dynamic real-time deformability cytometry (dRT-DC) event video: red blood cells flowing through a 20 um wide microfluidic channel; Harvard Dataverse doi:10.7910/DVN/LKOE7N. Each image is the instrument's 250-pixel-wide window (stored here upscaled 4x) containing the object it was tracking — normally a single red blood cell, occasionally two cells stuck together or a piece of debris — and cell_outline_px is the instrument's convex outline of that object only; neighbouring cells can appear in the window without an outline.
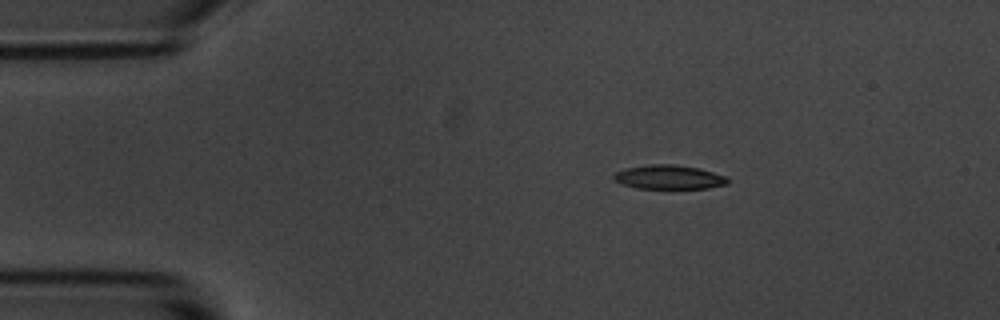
{"species": "common noctule bat (a hibernating species)", "species_latin": "Nyctalus noctula", "temperature_condition": "room temperature", "stored_images_in_passage": 3, "camera_frame_rate_fps": 3000, "um_per_image_px": 0.085, "animal": {"sex": "male", "body_mass_g": 20.1, "forearm_length_mm": 53.5}, "frame": {"image": 1, "passage_image": 1, "time_ms": 0.0, "image_size_px": [1000, 320], "cell_outline_px": [[728, 184], [708, 188], [636, 188], [624, 184], [616, 180], [612, 176], [616, 172], [628, 168], [648, 164], [672, 164], [700, 168], [728, 176]], "centroid_in_image_um": [56.92, 15.05], "position_along_channel_um": 28.1, "area_um2": 15.9}}